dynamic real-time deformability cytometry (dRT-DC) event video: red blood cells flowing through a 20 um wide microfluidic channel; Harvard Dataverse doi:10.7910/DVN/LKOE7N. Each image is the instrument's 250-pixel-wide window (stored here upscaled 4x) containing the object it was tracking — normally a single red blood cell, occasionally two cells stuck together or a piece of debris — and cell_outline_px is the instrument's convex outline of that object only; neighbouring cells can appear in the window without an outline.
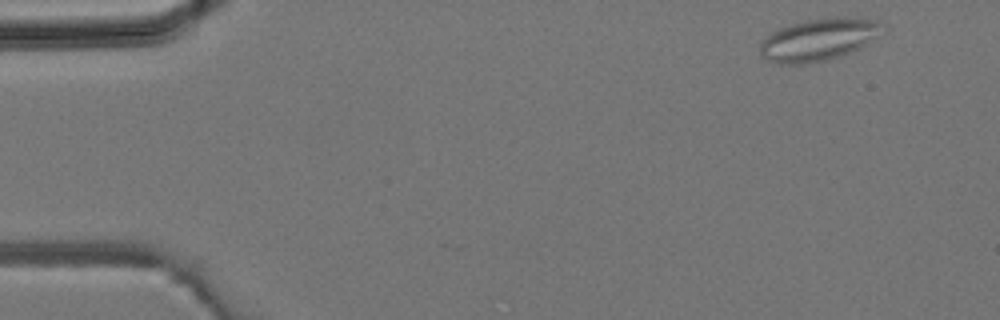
{"species": "common noctule bat (a hibernating species)", "species_latin": "Nyctalus noctula", "temperature_condition": "room temperature", "stored_images_in_passage": 3, "camera_frame_rate_fps": 3000, "um_per_image_px": 0.085, "animal": {"sex": "male", "body_mass_g": 19.2, "forearm_length_mm": 51.8}, "frame": {"image": 1, "passage_image": 1, "time_ms": 0.0, "image_size_px": [1000, 320], "cell_outline_px": [[888, 32], [868, 44], [860, 48], [828, 60], [804, 64], [780, 64], [768, 60], [760, 52], [760, 44], [772, 32], [780, 28], [804, 20], [836, 16], [864, 16], [876, 20], [884, 24], [888, 28]], "centroid_in_image_um": [69.75, 3.33], "position_along_channel_um": 15.3, "area_um2": 30.92}}